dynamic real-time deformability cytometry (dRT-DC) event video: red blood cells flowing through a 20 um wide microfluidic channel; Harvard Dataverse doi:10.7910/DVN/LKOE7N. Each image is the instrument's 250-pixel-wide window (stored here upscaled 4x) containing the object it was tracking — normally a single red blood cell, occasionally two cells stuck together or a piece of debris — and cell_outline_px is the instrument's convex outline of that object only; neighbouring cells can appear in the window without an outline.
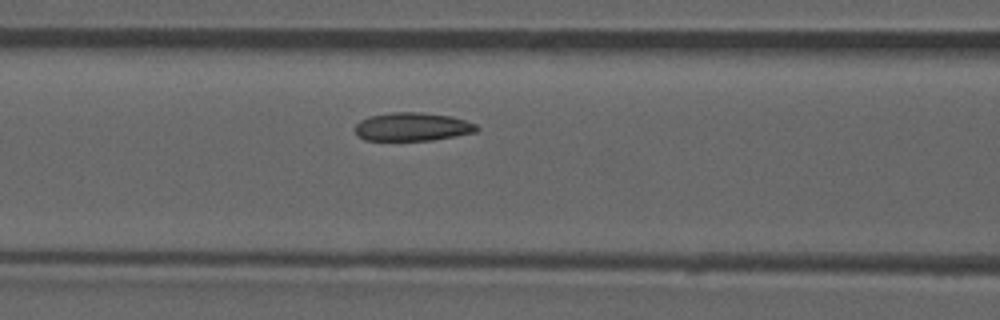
{"species": "common noctule bat (a hibernating species)", "species_latin": "Nyctalus noctula", "temperature_condition": "room temperature", "stored_images_in_passage": 37, "camera_frame_rate_fps": 3000, "um_per_image_px": 0.085, "animal": {"sex": "male", "forearm_length_mm": 52.5}, "frame": {"image": 1, "passage_image": 6, "time_ms": 1.667, "image_size_px": [1000, 320], "cell_outline_px": [[480, 128], [476, 132], [432, 140], [364, 140], [356, 132], [356, 124], [360, 120], [368, 116], [392, 112], [420, 112], [452, 116], [476, 124]], "centroid_in_image_um": [35.07, 10.77], "position_along_channel_um": 131.5, "area_um2": 20.06}, "authors_computed_cell_mechanics": {"area_um2": 19.9988, "velocity_mm_per_s": 3.867, "shape_relaxation_time_tau1_ms": null, "shape_relaxation_time_tau2_ms": 4.0036, "deformation_change_tau1": null, "deformation_change_tau2": 0.0735}}